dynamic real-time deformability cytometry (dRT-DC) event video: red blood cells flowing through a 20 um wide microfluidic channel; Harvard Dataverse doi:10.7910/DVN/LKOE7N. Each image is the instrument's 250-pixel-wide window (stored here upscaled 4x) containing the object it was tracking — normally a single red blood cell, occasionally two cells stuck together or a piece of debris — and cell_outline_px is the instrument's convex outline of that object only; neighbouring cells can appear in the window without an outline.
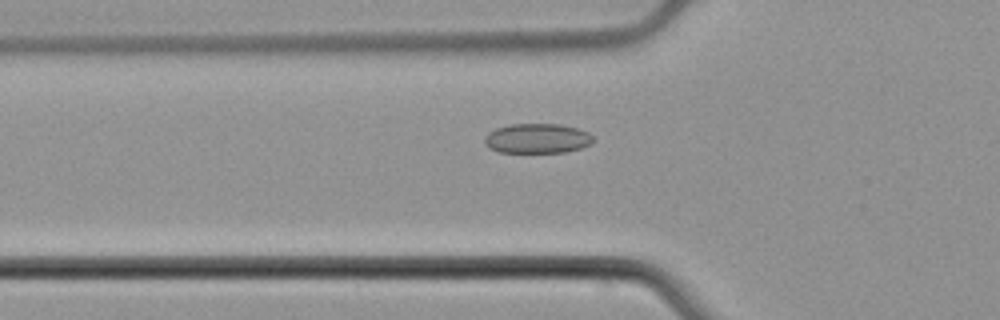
{"species": "common noctule bat (a hibernating species)", "species_latin": "Nyctalus noctula", "temperature_condition": "cold", "stored_images_in_passage": 45, "camera_frame_rate_fps": 3000, "um_per_image_px": 0.085, "animal": {"sex": "male", "body_mass_g": 21.5, "forearm_length_mm": 52.0}, "frame": {"image": 1, "passage_image": 10, "time_ms": 3.0, "image_size_px": [1000, 320], "cell_outline_px": [[596, 140], [592, 144], [580, 148], [564, 152], [500, 152], [488, 148], [484, 144], [484, 136], [488, 132], [496, 128], [508, 124], [560, 124], [580, 128], [588, 132]], "centroid_in_image_um": [45.67, 11.76], "position_along_channel_um": 80.1, "area_um2": 19.13}}
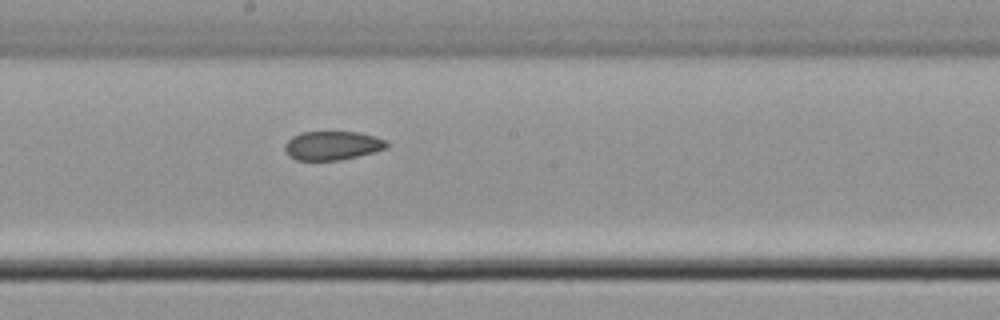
{"frame": {"image": 2, "passage_image": 21, "time_ms": 6.667, "image_size_px": [1000, 320], "cell_outline_px": [[388, 148], [340, 160], [296, 160], [288, 156], [284, 148], [284, 144], [292, 136], [300, 132], [360, 132], [376, 136], [388, 140]], "centroid_in_image_um": [28.25, 12.36], "position_along_channel_um": 220.0, "area_um2": 17.28}}
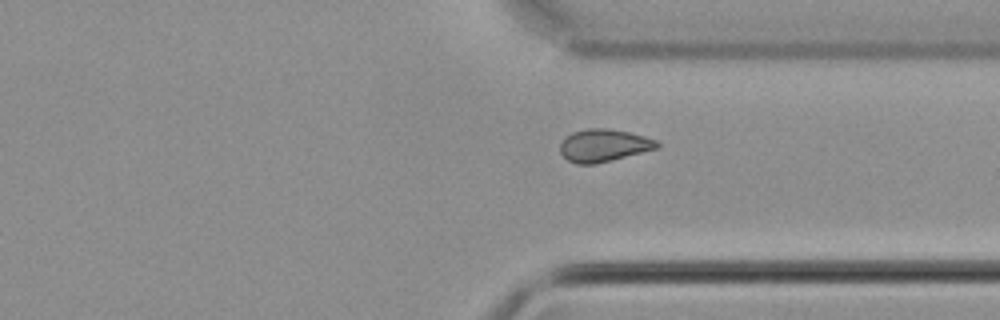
{"frame": {"image": 3, "passage_image": 32, "time_ms": 10.333, "image_size_px": [1000, 320], "cell_outline_px": [[660, 144], [656, 148], [612, 160], [596, 164], [576, 164], [568, 160], [560, 152], [560, 144], [564, 136], [572, 132], [588, 128], [604, 128], [628, 132], [644, 136], [656, 140]], "centroid_in_image_um": [51.26, 12.36], "position_along_channel_um": 360.1, "area_um2": 18.26}, "authors_computed_cell_mechanics": {"area_um2": 18.4382, "velocity_mm_per_s": 3.814, "shape_relaxation_time_tau1_ms": null, "shape_relaxation_time_tau2_ms": 6.8223, "deformation_change_tau1": null, "deformation_change_tau2": 0.1106}}